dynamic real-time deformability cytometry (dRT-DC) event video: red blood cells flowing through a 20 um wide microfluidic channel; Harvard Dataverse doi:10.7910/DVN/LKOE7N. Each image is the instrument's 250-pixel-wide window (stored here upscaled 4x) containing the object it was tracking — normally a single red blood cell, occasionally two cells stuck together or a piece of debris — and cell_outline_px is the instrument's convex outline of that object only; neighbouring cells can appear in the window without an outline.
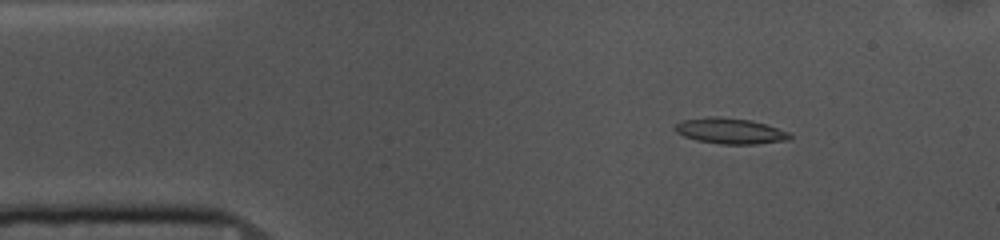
{"species": "common noctule bat (a hibernating species)", "species_latin": "Nyctalus noctula", "temperature_condition": "cold", "stored_images_in_passage": 47, "camera_frame_rate_fps": 3000, "um_per_image_px": 0.085, "animal": {"sex": "female", "body_mass_g": 10.0, "forearm_length_mm": 53.1}, "frame": {"image": 1, "passage_image": 1, "time_ms": 0.0, "image_size_px": [1000, 240], "cell_outline_px": [[792, 136], [788, 140], [756, 144], [720, 144], [696, 140], [684, 136], [676, 132], [672, 128], [676, 124], [684, 120], [712, 116], [720, 116], [752, 120], [792, 132]], "centroid_in_image_um": [62.09, 11.13], "position_along_channel_um": 22.9, "area_um2": 17.4}}
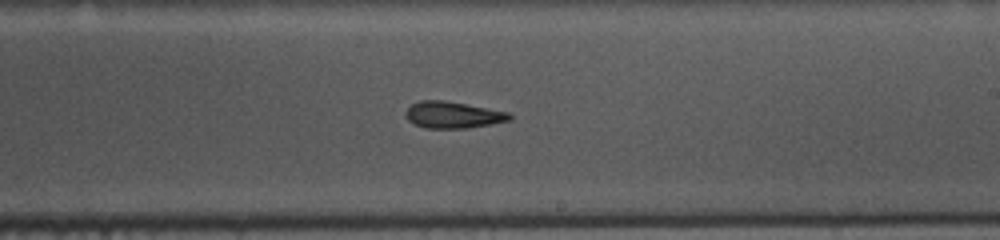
{"frame": {"image": 2, "passage_image": 24, "time_ms": 7.667, "image_size_px": [1000, 240], "cell_outline_px": [[512, 120], [492, 124], [468, 128], [424, 128], [408, 120], [404, 112], [412, 104], [420, 100], [444, 100], [508, 112], [512, 116]], "centroid_in_image_um": [38.5, 9.77], "position_along_channel_um": 250.5, "area_um2": 16.07}}
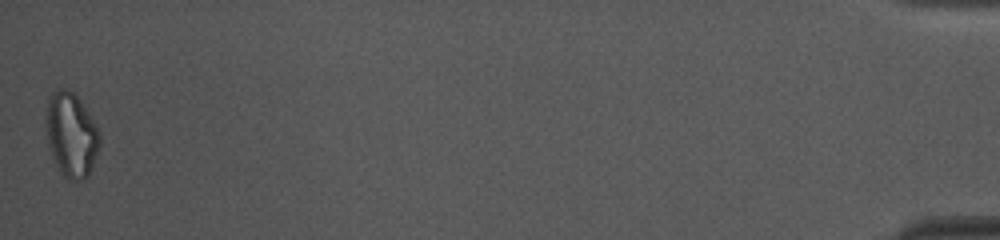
{"frame": {"image": 3, "passage_image": 47, "time_ms": 15.333, "image_size_px": [1000, 240], "cell_outline_px": [[100, 144], [88, 176], [84, 180], [68, 180], [60, 172], [52, 156], [48, 144], [44, 124], [44, 116], [48, 96], [52, 92], [60, 88], [68, 88], [80, 100], [88, 112], [100, 132]], "centroid_in_image_um": [6.02, 11.43], "position_along_channel_um": 429.2, "area_um2": 26.76}, "authors_computed_cell_mechanics": {"area_um2": 16.8776, "velocity_mm_per_s": 3.6629, "shape_relaxation_time_tau1_ms": null, "shape_relaxation_time_tau2_ms": 6.0004, "deformation_change_tau1": null, "deformation_change_tau2": 0.1608}}